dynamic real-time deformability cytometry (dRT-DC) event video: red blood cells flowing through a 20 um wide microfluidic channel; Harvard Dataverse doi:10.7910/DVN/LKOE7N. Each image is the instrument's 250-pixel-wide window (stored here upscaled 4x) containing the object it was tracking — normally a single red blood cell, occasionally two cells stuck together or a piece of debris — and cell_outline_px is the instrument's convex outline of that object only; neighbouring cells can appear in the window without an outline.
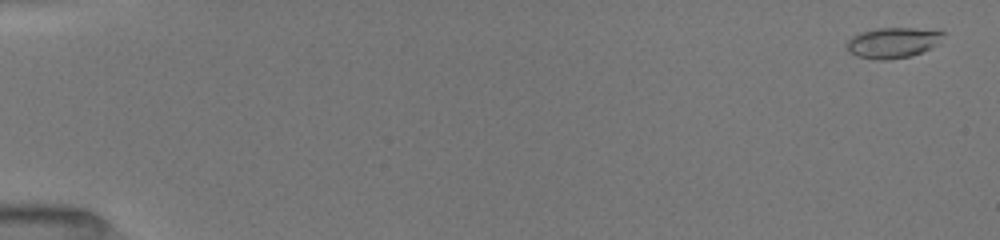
{"species": "common noctule bat (a hibernating species)", "species_latin": "Nyctalus noctula", "temperature_condition": "room temperature", "stored_images_in_passage": 52, "camera_frame_rate_fps": 3000, "um_per_image_px": 0.085, "animal": {"sex": "female", "body_mass_g": 19.5, "forearm_length_mm": 54.1}, "frame": {"image": 1, "passage_image": 2, "time_ms": 0.333, "image_size_px": [1000, 240], "cell_outline_px": [[944, 32], [932, 48], [912, 56], [888, 60], [876, 60], [856, 56], [848, 52], [844, 44], [852, 36], [860, 32], [876, 28], [916, 28]], "centroid_in_image_um": [75.8, 3.64], "position_along_channel_um": 9.2, "area_um2": 17.22}}
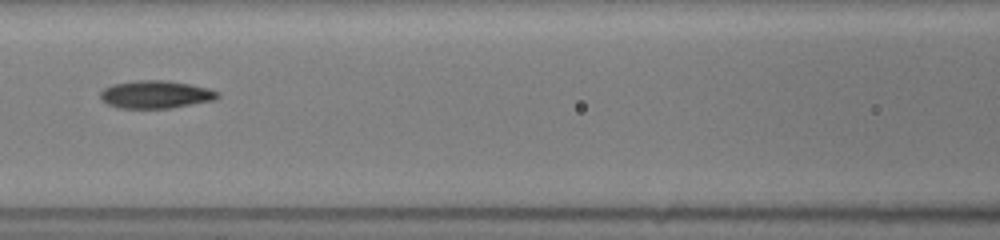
{"frame": {"image": 2, "passage_image": 25, "time_ms": 8.0, "image_size_px": [1000, 240], "cell_outline_px": [[220, 96], [216, 100], [172, 108], [116, 108], [100, 100], [100, 92], [104, 88], [112, 84], [136, 80], [164, 80], [188, 84], [208, 88], [220, 92]], "centroid_in_image_um": [13.23, 8.03], "position_along_channel_um": 153.4, "area_um2": 19.19}}
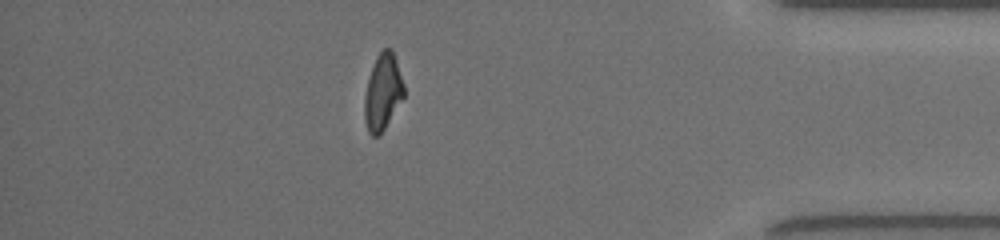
{"frame": {"image": 3, "passage_image": 46, "time_ms": 15.0, "image_size_px": [1000, 240], "cell_outline_px": [[404, 96], [380, 136], [372, 136], [368, 132], [364, 120], [364, 96], [368, 80], [376, 56], [384, 48], [392, 48], [404, 84]], "centroid_in_image_um": [32.53, 7.84], "position_along_channel_um": 402.7, "area_um2": 17.51}, "authors_computed_cell_mechanics": {"area_um2": 17.8024, "velocity_mm_per_s": 4.0357, "shape_relaxation_time_tau1_ms": 5.5794, "shape_relaxation_time_tau2_ms": 2.9667, "deformation_change_tau1": 0.1943, "deformation_change_tau2": 0.1053}}